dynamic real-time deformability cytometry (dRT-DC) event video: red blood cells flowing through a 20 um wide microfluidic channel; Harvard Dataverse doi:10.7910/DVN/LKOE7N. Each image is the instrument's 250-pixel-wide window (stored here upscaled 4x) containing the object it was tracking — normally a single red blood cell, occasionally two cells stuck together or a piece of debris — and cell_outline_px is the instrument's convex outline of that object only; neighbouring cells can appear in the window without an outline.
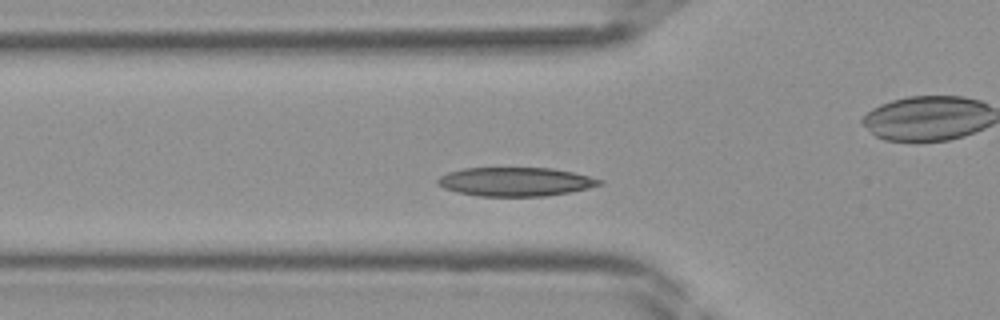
{"species": "Egyptian fruit bat (a non-hibernating species)", "species_latin": "Rousettus aegyptiacus", "temperature_condition": "room temperature", "stored_images_in_passage": 40, "camera_frame_rate_fps": 3000, "um_per_image_px": 0.085, "frame": {"image": 1, "passage_image": 11, "time_ms": 3.333, "image_size_px": [1000, 320], "cell_outline_px": [[604, 184], [588, 188], [568, 192], [544, 196], [480, 196], [456, 192], [444, 188], [436, 184], [436, 180], [440, 176], [448, 172], [464, 168], [552, 168], [572, 172], [604, 180]], "centroid_in_image_um": [43.8, 15.44], "position_along_channel_um": 82.0, "area_um2": 27.17}}
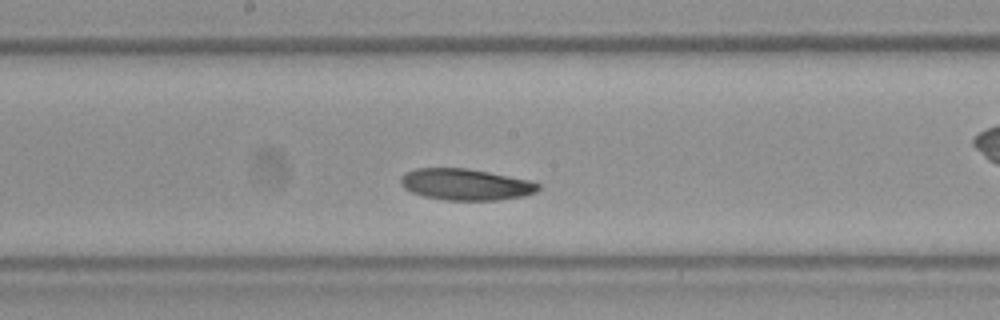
{"frame": {"image": 2, "passage_image": 19, "time_ms": 6.0, "image_size_px": [1000, 320], "cell_outline_px": [[540, 188], [536, 192], [524, 196], [496, 200], [444, 200], [424, 196], [412, 192], [404, 188], [400, 184], [400, 176], [404, 172], [416, 168], [468, 168], [532, 180], [540, 184]], "centroid_in_image_um": [39.58, 15.67], "position_along_channel_um": 208.6, "area_um2": 25.43}}
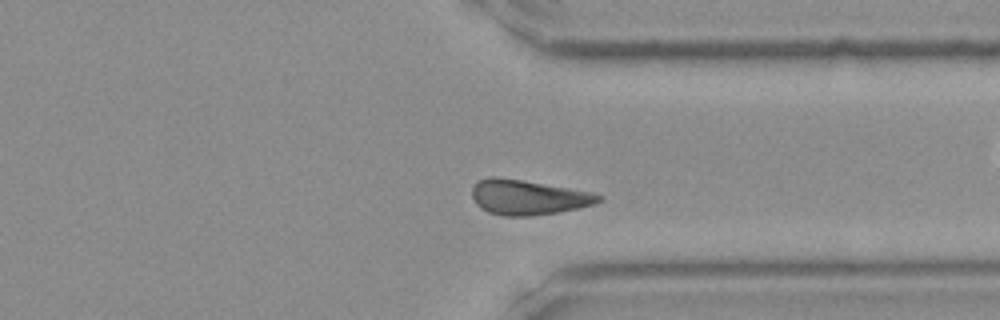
{"frame": {"image": 3, "passage_image": 29, "time_ms": 9.333, "image_size_px": [1000, 320], "cell_outline_px": [[604, 200], [596, 204], [580, 208], [532, 216], [504, 216], [488, 212], [480, 208], [476, 204], [472, 196], [472, 188], [476, 180], [492, 176], [496, 176], [592, 192], [604, 196]], "centroid_in_image_um": [44.89, 16.77], "position_along_channel_um": 366.5, "area_um2": 25.89}}